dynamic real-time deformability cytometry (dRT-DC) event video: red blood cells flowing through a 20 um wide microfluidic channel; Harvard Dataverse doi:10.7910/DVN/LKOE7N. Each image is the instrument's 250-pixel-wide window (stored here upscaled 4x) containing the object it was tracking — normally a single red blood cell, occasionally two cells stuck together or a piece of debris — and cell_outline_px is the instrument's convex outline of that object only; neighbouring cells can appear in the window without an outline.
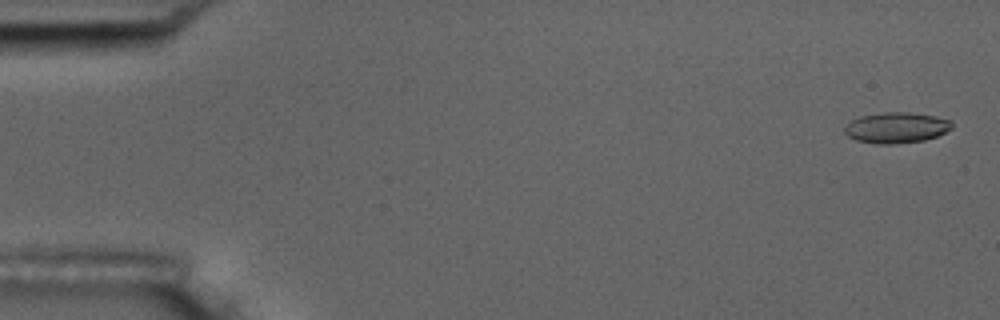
{"species": "common noctule bat (a hibernating species)", "species_latin": "Nyctalus noctula", "temperature_condition": "room temperature", "stored_images_in_passage": 6, "camera_frame_rate_fps": 3000, "um_per_image_px": 0.085, "animal": {"sex": "male", "body_mass_g": 17.5, "forearm_length_mm": 52.3}, "frame": {"image": 1, "passage_image": 1, "time_ms": 0.0, "image_size_px": [1000, 320], "cell_outline_px": [[952, 128], [936, 136], [924, 140], [892, 144], [876, 144], [856, 140], [848, 136], [844, 132], [844, 128], [852, 120], [860, 116], [884, 112], [908, 112], [936, 116], [952, 120]], "centroid_in_image_um": [76.19, 10.85], "position_along_channel_um": 8.8, "area_um2": 19.19}}
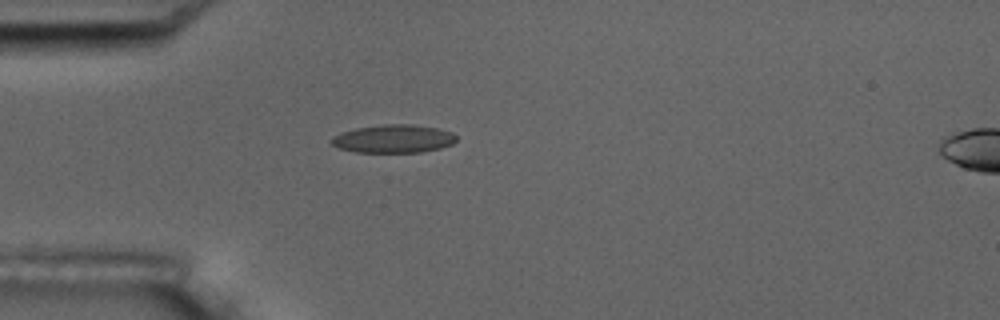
{"frame": {"image": 2, "passage_image": 5, "time_ms": 4.667, "image_size_px": [1000, 320], "cell_outline_px": [[456, 140], [452, 144], [440, 148], [420, 152], [356, 152], [340, 148], [332, 144], [332, 136], [340, 132], [356, 128], [384, 124], [412, 124], [436, 128], [452, 132], [456, 136]], "centroid_in_image_um": [33.44, 11.79], "position_along_channel_um": 51.6, "area_um2": 20.4}}